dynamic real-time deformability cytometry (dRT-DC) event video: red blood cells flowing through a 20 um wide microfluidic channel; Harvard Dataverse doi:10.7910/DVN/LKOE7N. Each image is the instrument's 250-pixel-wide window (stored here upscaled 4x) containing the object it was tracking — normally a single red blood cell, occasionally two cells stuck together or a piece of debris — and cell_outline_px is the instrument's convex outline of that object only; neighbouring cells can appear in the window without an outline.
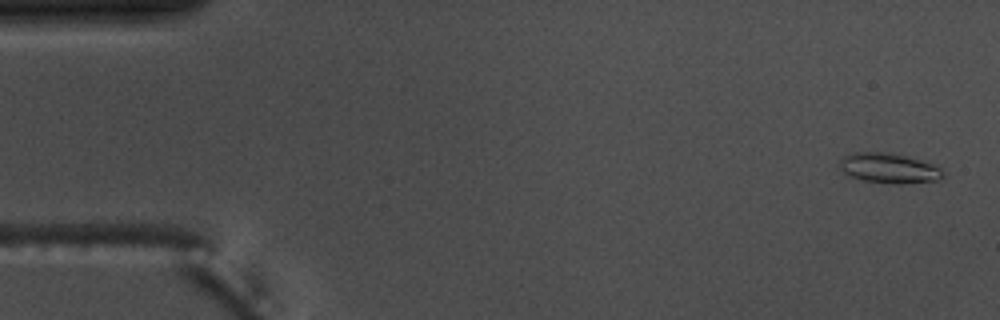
{"species": "common noctule bat (a hibernating species)", "species_latin": "Nyctalus noctula", "temperature_condition": "warm", "stored_images_in_passage": 55, "camera_frame_rate_fps": 3000, "um_per_image_px": 0.085, "animal": {"sex": "male", "body_mass_g": 17.5, "forearm_length_mm": 52.3}, "frame": {"image": 1, "passage_image": 2, "time_ms": 0.333, "image_size_px": [1000, 320], "cell_outline_px": [[944, 176], [936, 180], [904, 184], [900, 184], [864, 180], [848, 176], [840, 168], [840, 160], [844, 156], [856, 152], [888, 152], [920, 160], [932, 164], [940, 168], [944, 172]], "centroid_in_image_um": [75.55, 14.29], "position_along_channel_um": 9.4, "area_um2": 17.86}}
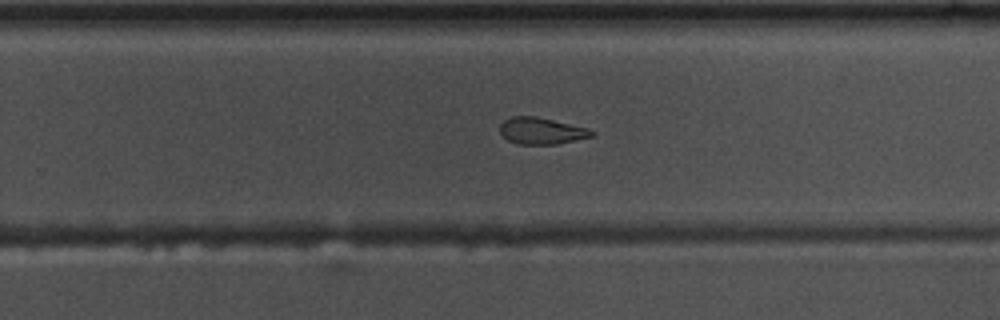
{"frame": {"image": 2, "passage_image": 35, "time_ms": 11.333, "image_size_px": [1000, 320], "cell_outline_px": [[596, 132], [592, 136], [556, 144], [516, 144], [508, 140], [500, 132], [500, 124], [504, 120], [512, 116], [536, 116], [588, 128]], "centroid_in_image_um": [46.01, 11.12], "position_along_channel_um": 283.8, "area_um2": 14.16}}
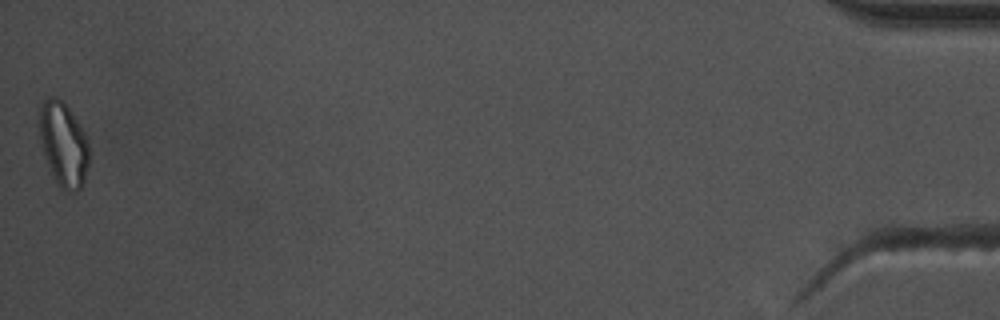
{"frame": {"image": 3, "passage_image": 55, "time_ms": 18.0, "image_size_px": [1000, 320], "cell_outline_px": [[88, 164], [84, 180], [80, 188], [76, 192], [72, 192], [60, 188], [44, 156], [40, 140], [40, 108], [44, 100], [52, 96], [60, 100], [68, 108], [84, 132], [88, 140]], "centroid_in_image_um": [5.4, 12.28], "position_along_channel_um": 429.8, "area_um2": 23.81}, "authors_computed_cell_mechanics": {"area_um2": 16.0106, "velocity_mm_per_s": 3.7036, "shape_relaxation_time_tau1_ms": 4.4802, "shape_relaxation_time_tau2_ms": 5.194, "deformation_change_tau1": 0.1716, "deformation_change_tau2": 0.1383}}